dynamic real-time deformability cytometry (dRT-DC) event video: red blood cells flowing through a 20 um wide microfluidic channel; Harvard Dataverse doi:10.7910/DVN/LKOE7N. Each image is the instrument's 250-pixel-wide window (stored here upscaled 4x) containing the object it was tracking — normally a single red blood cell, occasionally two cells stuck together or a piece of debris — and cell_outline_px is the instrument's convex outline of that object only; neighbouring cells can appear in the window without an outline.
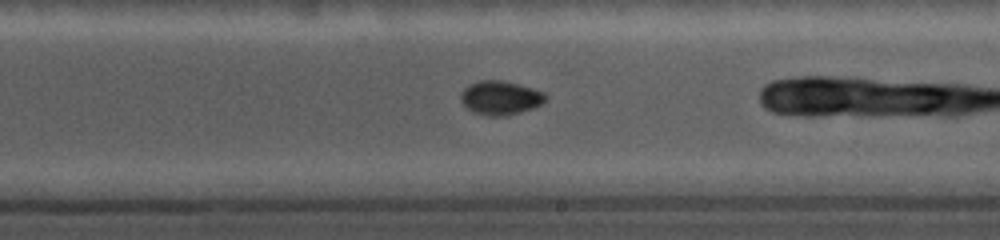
{"species": "common noctule bat (a hibernating species)", "species_latin": "Nyctalus noctula", "temperature_condition": "cold", "stored_images_in_passage": 27, "camera_frame_rate_fps": 5000, "um_per_image_px": 0.085, "animal": {"sex": "female", "body_mass_g": 19.0, "forearm_length_mm": 56.7}, "frame": {"image": 1, "passage_image": 12, "time_ms": 4.6, "image_size_px": [1000, 240], "cell_outline_px": [[548, 96], [540, 104], [532, 108], [508, 116], [488, 116], [472, 112], [460, 100], [460, 92], [468, 84], [480, 80], [500, 80], [532, 88], [544, 92]], "centroid_in_image_um": [42.49, 8.32], "position_along_channel_um": 246.5, "area_um2": 16.76}}